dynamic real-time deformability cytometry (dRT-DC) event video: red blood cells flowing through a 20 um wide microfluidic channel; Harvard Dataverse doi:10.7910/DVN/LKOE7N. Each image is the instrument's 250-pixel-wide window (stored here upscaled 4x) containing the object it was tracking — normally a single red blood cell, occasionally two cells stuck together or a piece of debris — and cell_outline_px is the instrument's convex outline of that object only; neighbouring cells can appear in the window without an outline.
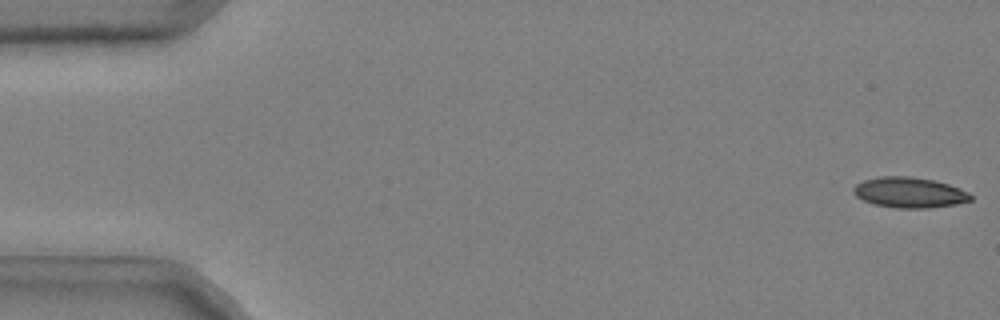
{"species": "common noctule bat (a hibernating species)", "species_latin": "Nyctalus noctula", "temperature_condition": "cold", "stored_images_in_passage": 16, "camera_frame_rate_fps": 3000, "um_per_image_px": 0.085, "animal": {"sex": "male", "body_mass_g": 20.4}, "frame": {"image": 1, "passage_image": 1, "time_ms": 0.0, "image_size_px": [1000, 320], "cell_outline_px": [[972, 200], [956, 204], [928, 208], [896, 208], [876, 204], [864, 200], [856, 196], [852, 192], [852, 188], [856, 184], [864, 180], [880, 176], [908, 176], [932, 180], [948, 184], [960, 188], [968, 192], [972, 196]], "centroid_in_image_um": [77.3, 16.36], "position_along_channel_um": 7.7, "area_um2": 20.75}}